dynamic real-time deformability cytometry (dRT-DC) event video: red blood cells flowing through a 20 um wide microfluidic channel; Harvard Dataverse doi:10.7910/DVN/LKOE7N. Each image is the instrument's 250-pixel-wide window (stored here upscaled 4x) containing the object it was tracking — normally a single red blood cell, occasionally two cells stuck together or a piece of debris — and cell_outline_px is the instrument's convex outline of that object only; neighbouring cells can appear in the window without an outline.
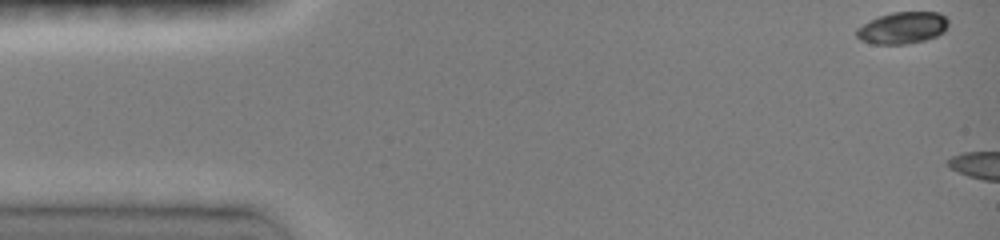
{"species": "common noctule bat (a hibernating species)", "species_latin": "Nyctalus noctula", "temperature_condition": "room temperature", "stored_images_in_passage": 4, "camera_frame_rate_fps": 3000, "um_per_image_px": 0.085, "animal": {"sex": "female", "body_mass_g": 19.0, "forearm_length_mm": 51.5}, "frame": {"image": 1, "passage_image": 1, "time_ms": 0.0, "image_size_px": [1000, 240], "cell_outline_px": [[948, 28], [944, 32], [936, 36], [924, 40], [904, 44], [872, 44], [860, 40], [856, 36], [856, 28], [880, 16], [892, 12], [940, 12], [948, 20]], "centroid_in_image_um": [76.73, 2.37], "position_along_channel_um": 8.3, "area_um2": 16.99}}